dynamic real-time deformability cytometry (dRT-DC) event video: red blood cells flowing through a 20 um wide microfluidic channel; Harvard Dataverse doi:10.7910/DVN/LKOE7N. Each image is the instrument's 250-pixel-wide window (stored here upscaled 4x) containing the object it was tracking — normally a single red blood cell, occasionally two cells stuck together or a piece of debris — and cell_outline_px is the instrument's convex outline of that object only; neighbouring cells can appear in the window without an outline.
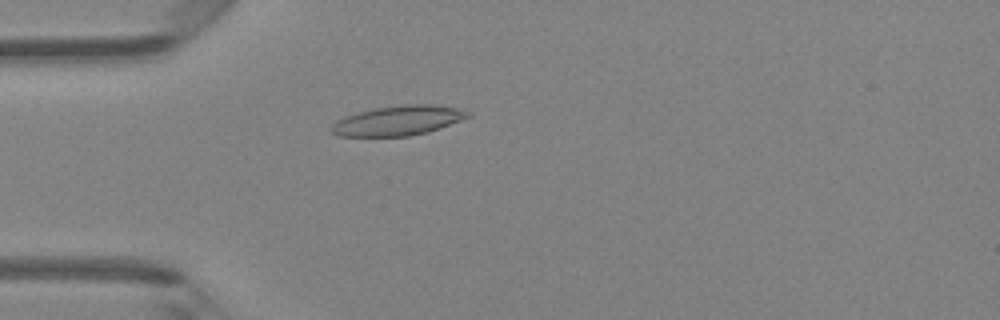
{"species": "Egyptian fruit bat (a non-hibernating species)", "species_latin": "Rousettus aegyptiacus", "temperature_condition": "room temperature", "stored_images_in_passage": 43, "camera_frame_rate_fps": 3000, "um_per_image_px": 0.085, "animal": {"sex": "female"}, "frame": {"image": 1, "passage_image": 9, "time_ms": 2.667, "image_size_px": [1000, 320], "cell_outline_px": [[472, 116], [440, 128], [428, 132], [408, 136], [336, 136], [328, 132], [328, 128], [336, 120], [360, 112], [376, 108], [404, 104], [432, 104], [464, 108], [472, 112]], "centroid_in_image_um": [33.88, 10.25], "position_along_channel_um": 51.1, "area_um2": 23.99}}
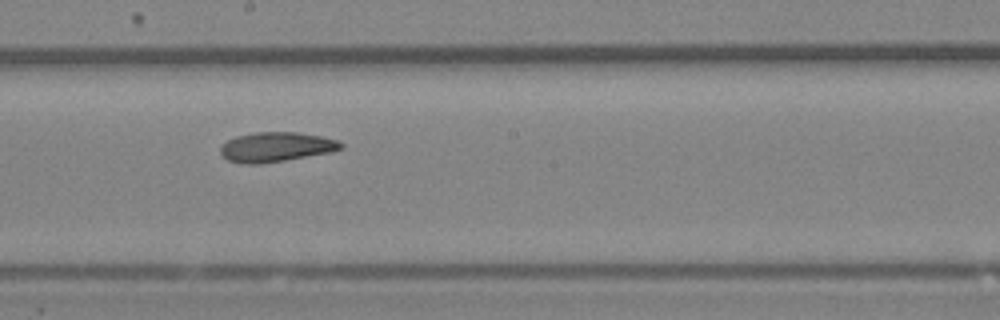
{"frame": {"image": 2, "passage_image": 22, "time_ms": 7.0, "image_size_px": [1000, 320], "cell_outline_px": [[344, 148], [332, 152], [260, 164], [244, 164], [228, 160], [220, 152], [220, 148], [228, 140], [236, 136], [256, 132], [296, 132], [320, 136], [336, 140], [344, 144]], "centroid_in_image_um": [23.48, 12.49], "position_along_channel_um": 224.7, "area_um2": 20.69}}
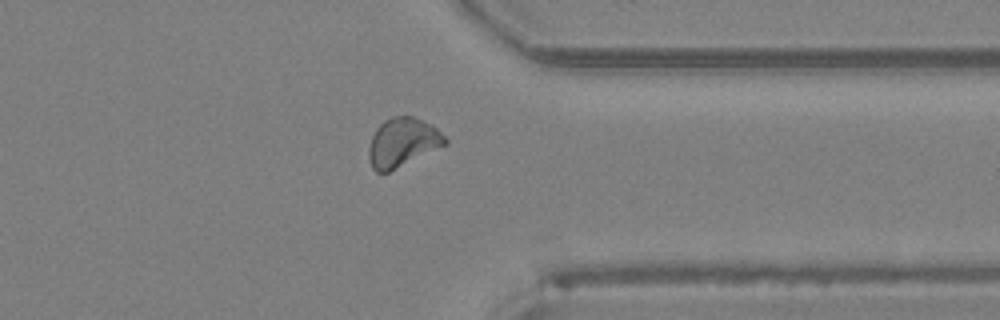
{"frame": {"image": 3, "passage_image": 33, "time_ms": 10.667, "image_size_px": [1000, 320], "cell_outline_px": [[448, 144], [388, 172], [376, 172], [372, 168], [368, 156], [368, 148], [372, 136], [376, 128], [384, 120], [392, 116], [412, 116], [424, 120], [436, 128], [448, 140]], "centroid_in_image_um": [34.21, 12.1], "position_along_channel_um": 377.2, "area_um2": 21.73}, "authors_computed_cell_mechanics": {"area_um2": 21.1548, "velocity_mm_per_s": 4.2664, "shape_relaxation_time_tau1_ms": null, "shape_relaxation_time_tau2_ms": 4.2469, "deformation_change_tau1": null, "deformation_change_tau2": 0.1111}}